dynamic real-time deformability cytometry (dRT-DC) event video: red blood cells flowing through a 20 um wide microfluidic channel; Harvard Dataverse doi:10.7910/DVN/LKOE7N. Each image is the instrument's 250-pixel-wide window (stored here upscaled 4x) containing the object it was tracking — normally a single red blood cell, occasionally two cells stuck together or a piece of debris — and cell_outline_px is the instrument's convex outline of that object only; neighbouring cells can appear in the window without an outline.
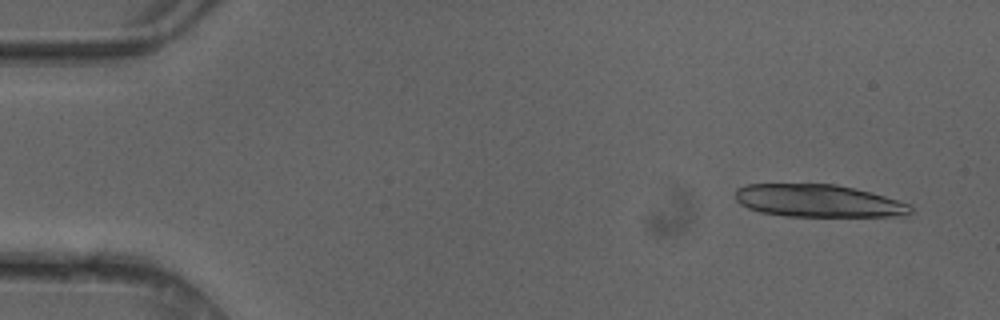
{"species": "common noctule bat (a hibernating species)", "species_latin": "Nyctalus noctula", "temperature_condition": "cold", "stored_images_in_passage": 50, "camera_frame_rate_fps": 3000, "um_per_image_px": 0.085, "animal": {"sex": "female"}, "frame": {"image": 1, "passage_image": 3, "time_ms": 0.667, "image_size_px": [1000, 320], "cell_outline_px": [[912, 212], [908, 220], [784, 216], [760, 212], [748, 208], [740, 204], [736, 200], [736, 188], [748, 184], [836, 184], [884, 196], [912, 204]], "centroid_in_image_um": [69.78, 17.15], "position_along_channel_um": 15.2, "area_um2": 35.14}}
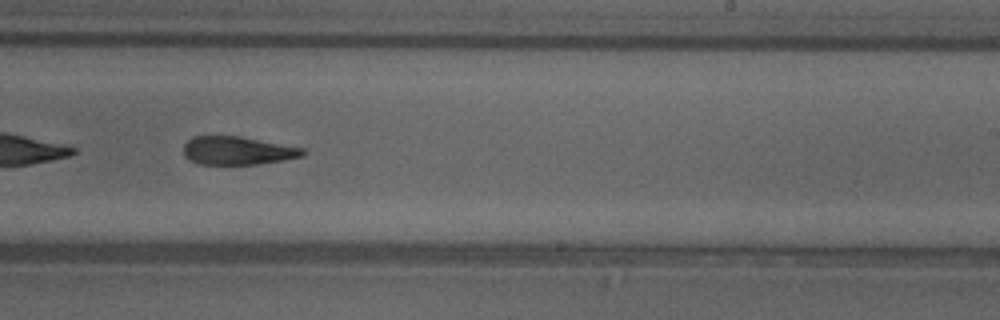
{"frame": {"image": 2, "passage_image": 30, "time_ms": 9.667, "image_size_px": [1000, 320], "cell_outline_px": [[308, 152], [304, 156], [284, 160], [256, 164], [200, 164], [188, 160], [184, 156], [184, 144], [192, 136], [240, 136], [304, 148]], "centroid_in_image_um": [20.2, 12.8], "position_along_channel_um": 268.8, "area_um2": 19.77}}
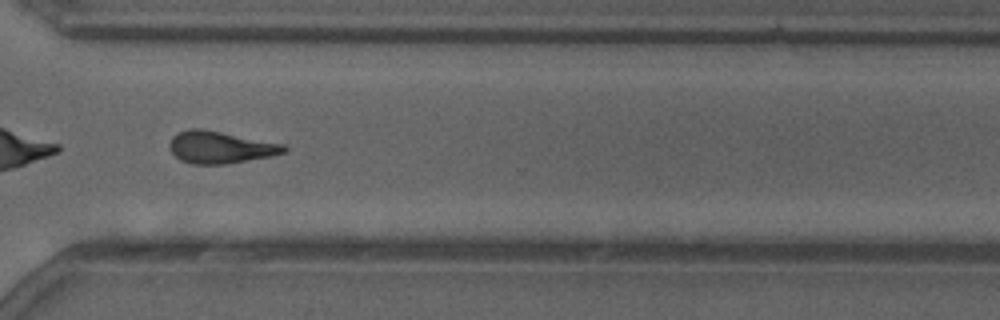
{"frame": {"image": 3, "passage_image": 36, "time_ms": 11.667, "image_size_px": [1000, 320], "cell_outline_px": [[288, 148], [284, 152], [272, 156], [224, 164], [192, 164], [180, 160], [168, 148], [168, 144], [172, 136], [176, 132], [192, 128], [200, 128], [284, 144]], "centroid_in_image_um": [18.68, 12.51], "position_along_channel_um": 351.9, "area_um2": 21.39}, "authors_computed_cell_mechanics": {"area_um2": 21.3282, "velocity_mm_per_s": 4.1548, "shape_relaxation_time_tau1_ms": 5.3653, "shape_relaxation_time_tau2_ms": 6.4181, "deformation_change_tau1": 0.1926, "deformation_change_tau2": 0.1704}}